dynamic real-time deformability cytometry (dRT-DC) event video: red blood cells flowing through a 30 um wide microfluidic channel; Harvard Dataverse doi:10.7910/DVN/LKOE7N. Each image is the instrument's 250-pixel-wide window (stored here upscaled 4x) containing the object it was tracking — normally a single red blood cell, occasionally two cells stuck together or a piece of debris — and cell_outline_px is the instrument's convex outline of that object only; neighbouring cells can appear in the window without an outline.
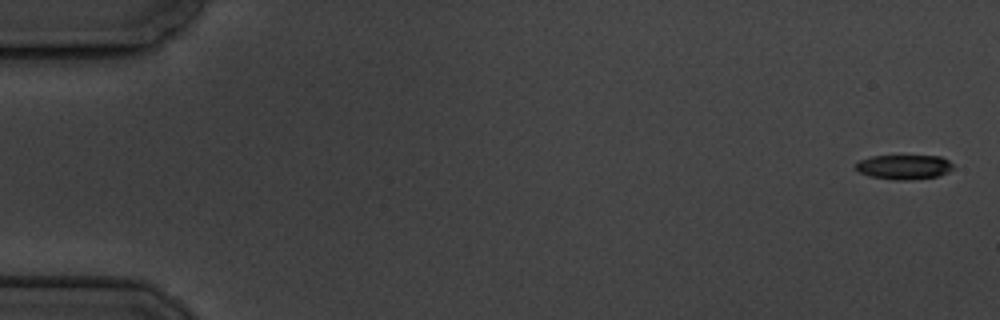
{"species": "common noctule bat (a hibernating species)", "species_latin": "Nyctalus noctula", "temperature_condition": "cold", "stored_images_in_passage": 6, "camera_frame_rate_fps": 3000, "um_per_image_px": 0.085, "animal": {"sex": "male", "body_mass_g": 19.5, "forearm_length_mm": 54.6}, "frame": {"image": 1, "passage_image": 1, "time_ms": 0.0, "image_size_px": [1000, 320], "cell_outline_px": [[952, 168], [948, 172], [940, 176], [908, 180], [896, 180], [868, 176], [860, 172], [856, 168], [856, 164], [860, 160], [872, 156], [940, 156], [948, 160], [952, 164]], "centroid_in_image_um": [76.85, 14.2], "position_along_channel_um": 8.2, "area_um2": 13.87}}
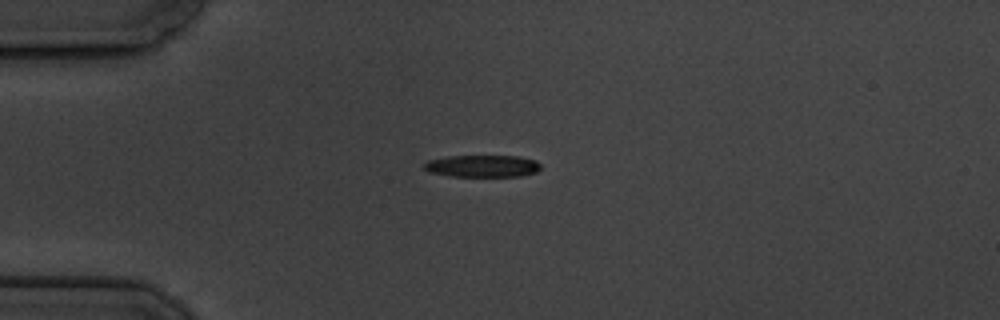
{"frame": {"image": 2, "passage_image": 5, "time_ms": 4.667, "image_size_px": [1000, 320], "cell_outline_px": [[540, 168], [536, 172], [520, 176], [448, 176], [428, 172], [424, 168], [424, 164], [428, 160], [448, 156], [520, 156], [536, 160], [540, 164]], "centroid_in_image_um": [41.0, 14.11], "position_along_channel_um": 44.0, "area_um2": 15.03}}
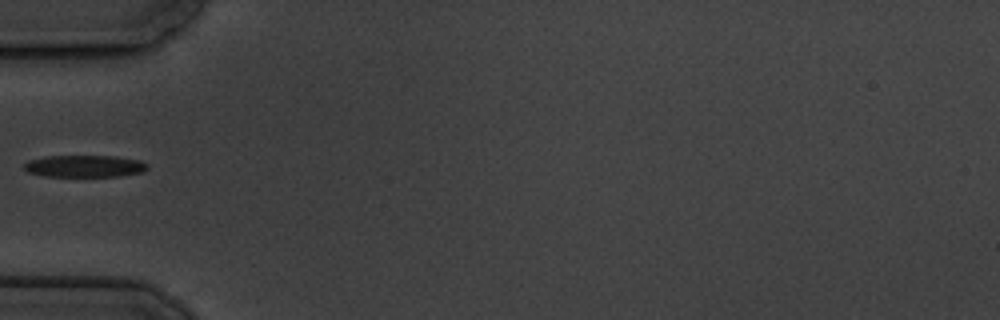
{"frame": {"image": 3, "passage_image": 6, "time_ms": 6.333, "image_size_px": [1000, 320], "cell_outline_px": [[148, 168], [144, 172], [120, 176], [44, 176], [28, 172], [24, 168], [24, 164], [28, 160], [48, 156], [116, 156], [140, 160], [148, 164]], "centroid_in_image_um": [7.22, 14.12], "position_along_channel_um": 77.8, "area_um2": 15.84}}